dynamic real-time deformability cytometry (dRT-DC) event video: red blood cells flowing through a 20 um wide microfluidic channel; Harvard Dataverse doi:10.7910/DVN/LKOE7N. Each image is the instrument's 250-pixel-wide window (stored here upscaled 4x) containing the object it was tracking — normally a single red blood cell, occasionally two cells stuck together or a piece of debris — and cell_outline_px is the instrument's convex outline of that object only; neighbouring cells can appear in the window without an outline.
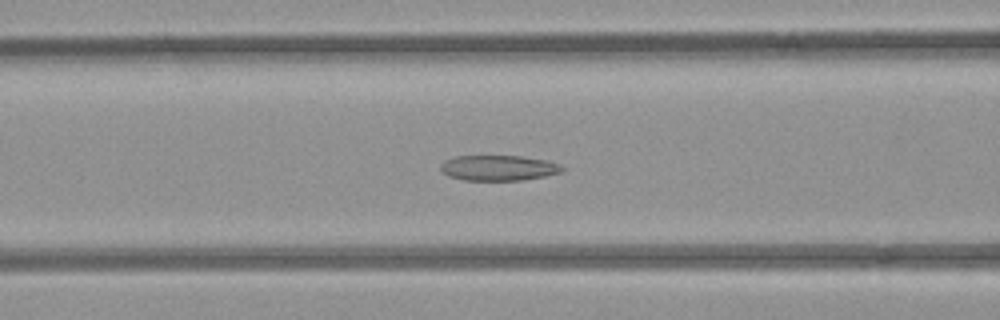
{"species": "common noctule bat (a hibernating species)", "species_latin": "Nyctalus noctula", "temperature_condition": "room temperature", "stored_images_in_passage": 46, "camera_frame_rate_fps": 3000, "um_per_image_px": 0.085, "animal": {"sex": "female", "body_mass_g": 21.9}, "frame": {"image": 1, "passage_image": 13, "time_ms": 4.0, "image_size_px": [1000, 320], "cell_outline_px": [[564, 168], [560, 172], [544, 176], [524, 180], [464, 180], [448, 176], [440, 172], [440, 164], [444, 160], [456, 156], [520, 156], [548, 160]], "centroid_in_image_um": [42.3, 14.27], "position_along_channel_um": 124.3, "area_um2": 17.98}}
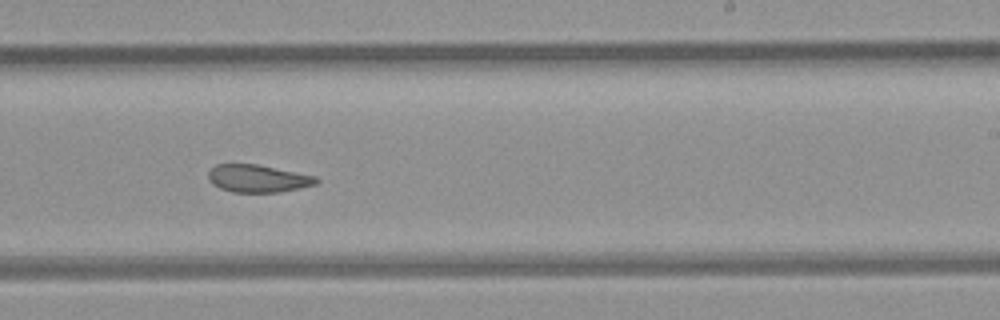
{"frame": {"image": 2, "passage_image": 24, "time_ms": 7.667, "image_size_px": [1000, 320], "cell_outline_px": [[320, 180], [316, 184], [280, 192], [232, 192], [220, 188], [212, 184], [208, 180], [208, 172], [216, 164], [256, 164], [316, 176]], "centroid_in_image_um": [21.9, 15.17], "position_along_channel_um": 267.1, "area_um2": 17.28}}
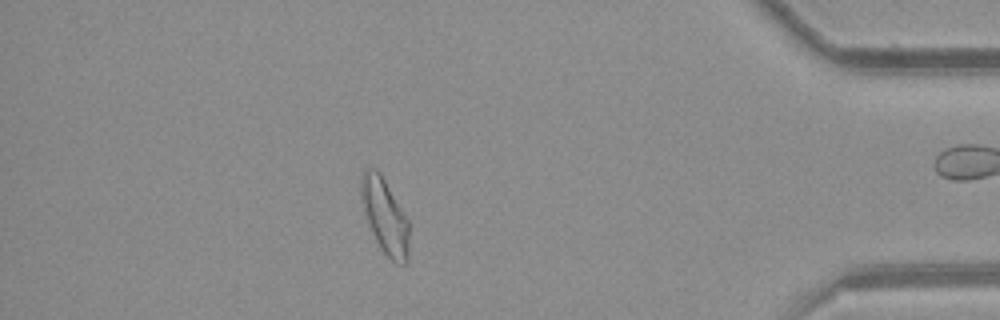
{"frame": {"image": 3, "passage_image": 38, "time_ms": 12.333, "image_size_px": [1000, 320], "cell_outline_px": [[408, 260], [404, 264], [396, 264], [380, 248], [376, 240], [368, 220], [364, 208], [360, 188], [360, 176], [368, 168], [376, 168], [380, 172], [408, 220]], "centroid_in_image_um": [32.72, 18.36], "position_along_channel_um": 402.5, "area_um2": 20.46}, "authors_computed_cell_mechanics": {"area_um2": 19.3341, "velocity_mm_per_s": 3.8926, "shape_relaxation_time_tau1_ms": null, "shape_relaxation_time_tau2_ms": 2.5378, "deformation_change_tau1": null, "deformation_change_tau2": 0.0971}}